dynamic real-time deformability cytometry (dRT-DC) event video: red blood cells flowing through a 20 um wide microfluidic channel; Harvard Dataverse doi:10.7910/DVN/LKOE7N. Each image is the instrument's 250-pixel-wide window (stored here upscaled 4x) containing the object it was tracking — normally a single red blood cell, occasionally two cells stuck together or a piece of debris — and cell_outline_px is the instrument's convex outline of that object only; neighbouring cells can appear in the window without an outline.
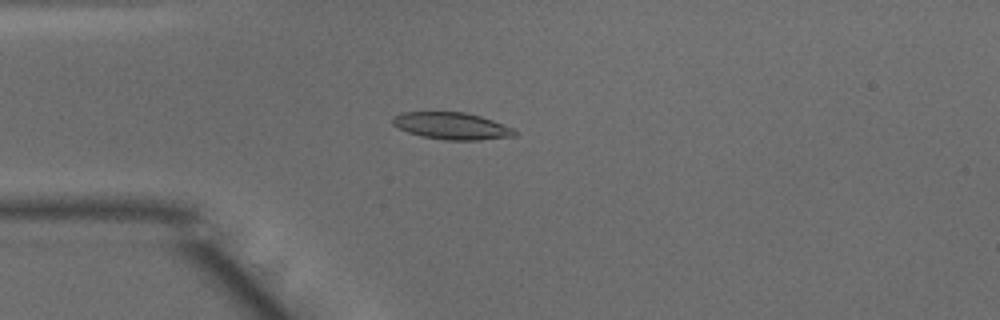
{"species": "common noctule bat (a hibernating species)", "species_latin": "Nyctalus noctula", "temperature_condition": "warm", "stored_images_in_passage": 46, "camera_frame_rate_fps": 3000, "um_per_image_px": 0.085, "animal": {"sex": "male", "body_mass_g": 15.6}, "frame": {"image": 1, "passage_image": 10, "time_ms": 3.0, "image_size_px": [1000, 320], "cell_outline_px": [[516, 136], [480, 140], [444, 140], [420, 136], [408, 132], [392, 124], [392, 116], [400, 112], [464, 112], [480, 116], [492, 120], [512, 128], [516, 132]], "centroid_in_image_um": [38.36, 10.7], "position_along_channel_um": 46.6, "area_um2": 19.19}}
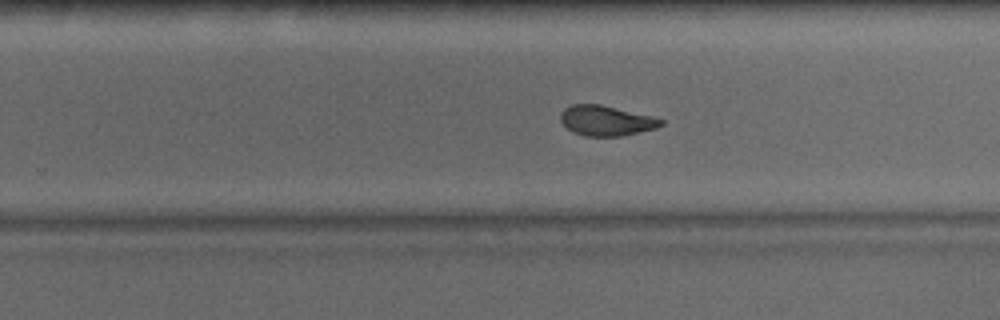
{"frame": {"image": 2, "passage_image": 28, "time_ms": 9.0, "image_size_px": [1000, 320], "cell_outline_px": [[664, 124], [656, 128], [620, 136], [584, 136], [572, 132], [560, 120], [560, 112], [564, 108], [572, 104], [600, 104], [652, 116], [664, 120]], "centroid_in_image_um": [51.5, 10.25], "position_along_channel_um": 278.3, "area_um2": 17.63}}
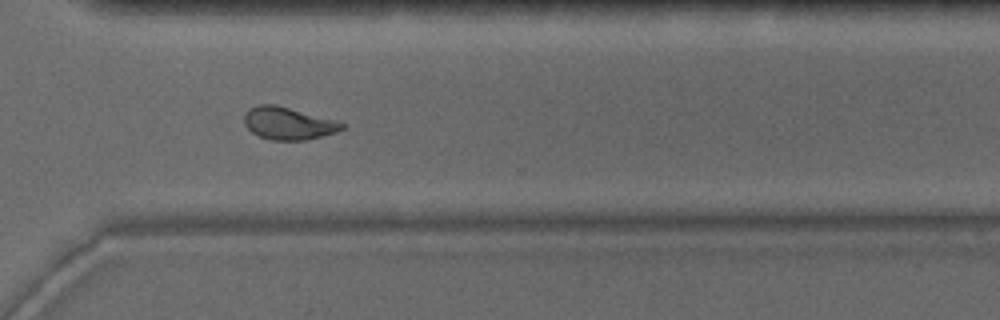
{"frame": {"image": 3, "passage_image": 33, "time_ms": 10.667, "image_size_px": [1000, 320], "cell_outline_px": [[344, 128], [336, 132], [308, 140], [272, 140], [260, 136], [252, 132], [244, 124], [244, 116], [248, 108], [260, 104], [276, 104], [336, 120], [344, 124]], "centroid_in_image_um": [24.49, 10.48], "position_along_channel_um": 346.1, "area_um2": 18.5}, "authors_computed_cell_mechanics": {"area_um2": 18.6116, "velocity_mm_per_s": 4.0651, "shape_relaxation_time_tau1_ms": 7.471, "shape_relaxation_time_tau2_ms": 1.7333, "deformation_change_tau1": 0.2135, "deformation_change_tau2": 0.0821}}